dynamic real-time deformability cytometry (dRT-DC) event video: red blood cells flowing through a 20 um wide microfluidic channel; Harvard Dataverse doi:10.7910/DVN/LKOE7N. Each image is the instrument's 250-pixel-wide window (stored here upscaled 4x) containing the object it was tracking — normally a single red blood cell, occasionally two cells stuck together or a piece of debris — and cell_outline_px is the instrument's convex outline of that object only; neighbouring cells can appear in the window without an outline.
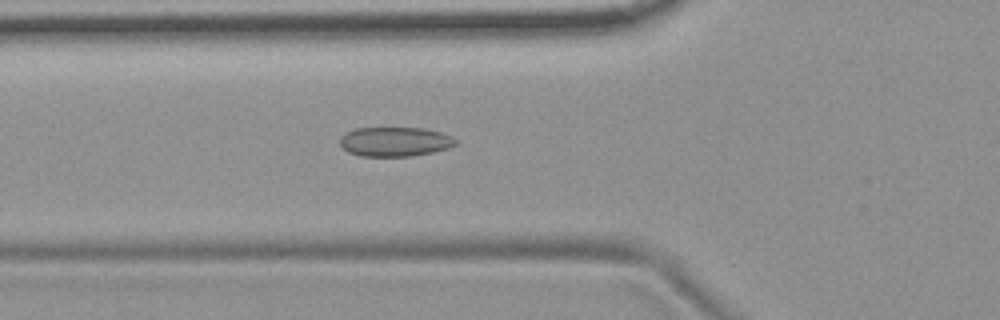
{"species": "common noctule bat (a hibernating species)", "species_latin": "Nyctalus noctula", "temperature_condition": "room temperature", "stored_images_in_passage": 54, "camera_frame_rate_fps": 3000, "um_per_image_px": 0.085, "animal": {"sex": "female", "body_mass_g": 19.9}, "frame": {"image": 1, "passage_image": 19, "time_ms": 6.0, "image_size_px": [1000, 320], "cell_outline_px": [[456, 144], [448, 148], [432, 152], [412, 156], [360, 156], [348, 152], [340, 144], [340, 136], [344, 132], [356, 128], [424, 128], [440, 132], [452, 136], [456, 140]], "centroid_in_image_um": [33.54, 12.04], "position_along_channel_um": 92.3, "area_um2": 19.88}}
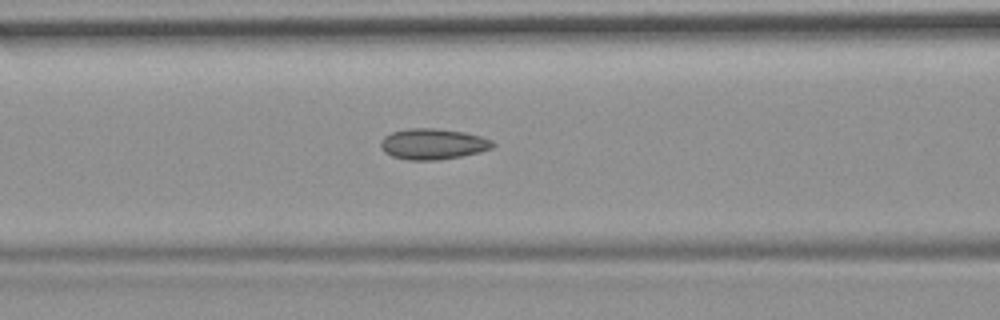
{"frame": {"image": 2, "passage_image": 22, "time_ms": 7.0, "image_size_px": [1000, 320], "cell_outline_px": [[496, 144], [492, 148], [480, 152], [440, 160], [408, 160], [392, 156], [384, 152], [380, 148], [380, 140], [384, 136], [392, 132], [408, 128], [432, 128], [464, 132], [480, 136], [492, 140]], "centroid_in_image_um": [36.78, 12.24], "position_along_channel_um": 129.8, "area_um2": 20.23}}
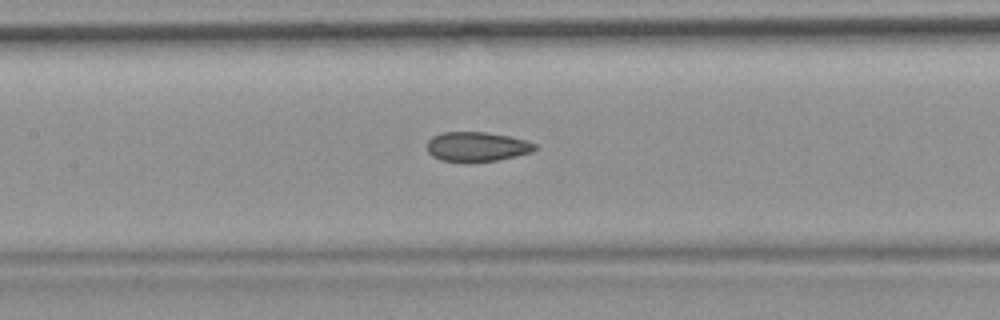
{"frame": {"image": 3, "passage_image": 25, "time_ms": 8.0, "image_size_px": [1000, 320], "cell_outline_px": [[536, 148], [532, 152], [500, 160], [440, 160], [432, 156], [428, 152], [428, 140], [432, 136], [440, 132], [488, 132], [528, 140], [536, 144]], "centroid_in_image_um": [40.56, 12.43], "position_along_channel_um": 166.8, "area_um2": 18.32}, "authors_computed_cell_mechanics": {"area_um2": 19.363, "velocity_mm_per_s": 3.7067, "shape_relaxation_time_tau1_ms": null, "shape_relaxation_time_tau2_ms": 2.7696, "deformation_change_tau1": null, "deformation_change_tau2": 0.0832}}